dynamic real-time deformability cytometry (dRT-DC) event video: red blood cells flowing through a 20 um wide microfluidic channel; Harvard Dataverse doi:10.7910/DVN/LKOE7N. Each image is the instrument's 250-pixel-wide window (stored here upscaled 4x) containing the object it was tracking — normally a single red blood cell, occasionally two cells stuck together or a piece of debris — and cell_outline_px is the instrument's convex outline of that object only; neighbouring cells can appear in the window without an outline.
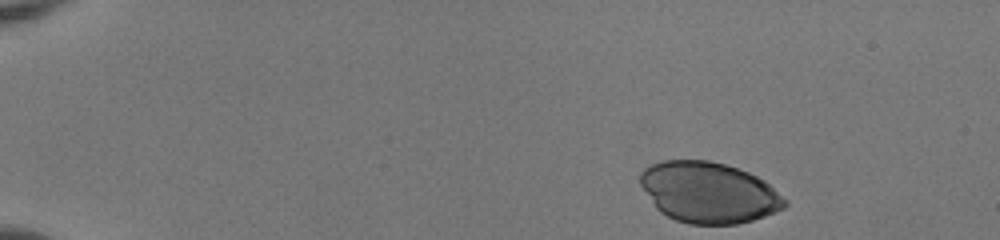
{"species": "human", "species_latin": "Homo sapiens", "temperature_condition": "room temperature", "stored_images_in_passage": 12, "camera_frame_rate_fps": 3000, "um_per_image_px": 0.085, "donor": {"sex": "female"}, "frame": {"image": 1, "passage_image": 1, "time_ms": 0.0, "image_size_px": [1000, 240], "cell_outline_px": [[788, 204], [784, 208], [764, 216], [752, 220], [736, 224], [688, 224], [676, 220], [660, 212], [656, 208], [640, 184], [640, 172], [644, 168], [660, 160], [708, 160], [724, 164], [748, 172], [764, 180], [788, 200]], "centroid_in_image_um": [60.23, 16.36], "position_along_channel_um": 24.8, "area_um2": 51.27}}